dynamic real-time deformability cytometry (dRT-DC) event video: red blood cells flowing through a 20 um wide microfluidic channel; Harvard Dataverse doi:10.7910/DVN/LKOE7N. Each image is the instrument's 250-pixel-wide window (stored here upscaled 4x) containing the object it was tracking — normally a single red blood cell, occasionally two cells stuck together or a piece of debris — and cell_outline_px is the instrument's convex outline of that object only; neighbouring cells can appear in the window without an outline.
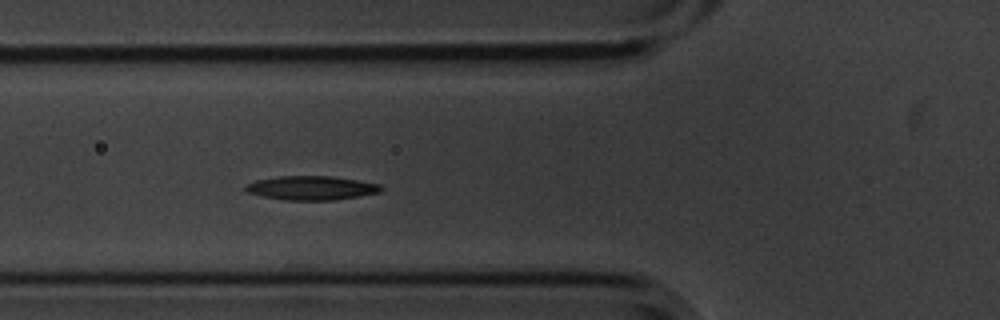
{"species": "common noctule bat (a hibernating species)", "species_latin": "Nyctalus noctula", "temperature_condition": "cold", "stored_images_in_passage": 4, "segment_of_instrument_passage": [1, 2], "camera_frame_rate_fps": 3000, "um_per_image_px": 0.085, "animal": {"sex": "male", "body_mass_g": 20.1, "forearm_length_mm": 53.5}, "frame": {"image": 1, "passage_image": 3, "time_ms": 0.667, "image_size_px": [1000, 320], "cell_outline_px": [[384, 188], [380, 192], [360, 196], [332, 200], [284, 200], [264, 196], [248, 192], [244, 188], [244, 184], [256, 180], [280, 176], [332, 176], [380, 184]], "centroid_in_image_um": [26.47, 15.97], "position_along_channel_um": 99.3, "area_um2": 18.9}}